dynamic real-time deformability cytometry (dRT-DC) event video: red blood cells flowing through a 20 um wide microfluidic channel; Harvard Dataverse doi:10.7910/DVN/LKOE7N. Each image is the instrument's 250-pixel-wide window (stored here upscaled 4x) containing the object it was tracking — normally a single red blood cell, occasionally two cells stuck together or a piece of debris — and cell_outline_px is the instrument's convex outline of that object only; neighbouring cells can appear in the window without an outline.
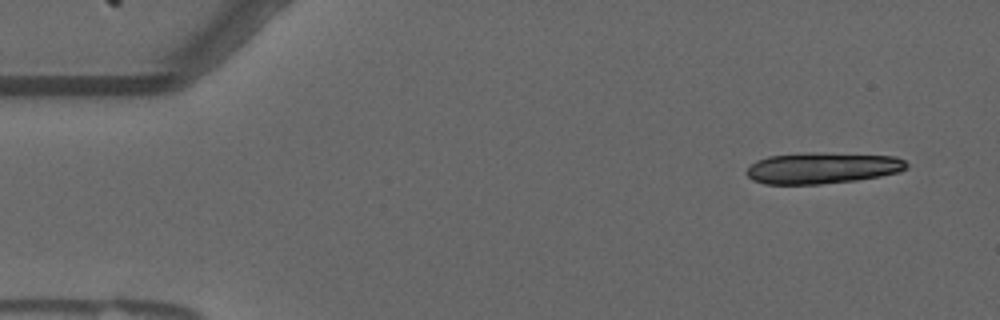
{"species": "common noctule bat (a hibernating species)", "species_latin": "Nyctalus noctula", "temperature_condition": "warm", "stored_images_in_passage": 14, "camera_frame_rate_fps": 3000, "um_per_image_px": 0.085, "animal": {"sex": "male", "forearm_length_mm": 52.5}, "frame": {"image": 1, "passage_image": 1, "time_ms": 0.0, "image_size_px": [1000, 320], "cell_outline_px": [[908, 168], [900, 172], [880, 176], [856, 180], [820, 184], [764, 184], [752, 180], [744, 172], [756, 160], [768, 156], [808, 152], [812, 152], [896, 156], [904, 160], [908, 164]], "centroid_in_image_um": [69.89, 14.28], "position_along_channel_um": 15.1, "area_um2": 29.3}}